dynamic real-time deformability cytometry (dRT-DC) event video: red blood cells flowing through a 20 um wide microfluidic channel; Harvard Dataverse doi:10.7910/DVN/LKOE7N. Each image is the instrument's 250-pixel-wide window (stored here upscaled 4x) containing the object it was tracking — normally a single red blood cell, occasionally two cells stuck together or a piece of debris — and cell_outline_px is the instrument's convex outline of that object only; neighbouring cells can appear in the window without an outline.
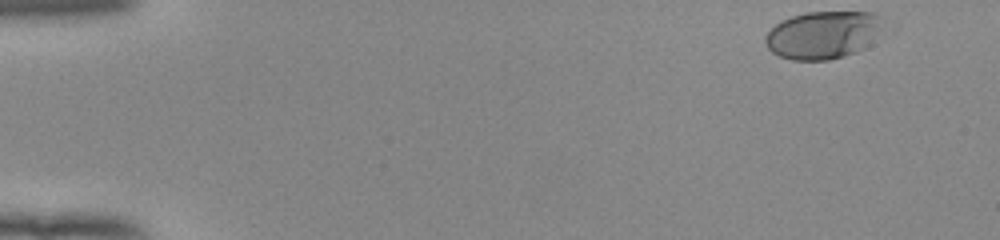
{"species": "human", "species_latin": "Homo sapiens", "temperature_condition": "room temperature", "stored_images_in_passage": 50, "camera_frame_rate_fps": 3000, "um_per_image_px": 0.085, "donor": {"sex": "female"}, "frame": {"image": 1, "passage_image": 1, "time_ms": 0.0, "image_size_px": [1000, 240], "cell_outline_px": [[900, 24], [892, 32], [864, 48], [844, 56], [828, 60], [792, 60], [780, 56], [772, 52], [768, 48], [764, 40], [764, 36], [780, 20], [792, 16], [808, 12], [872, 12], [884, 16]], "centroid_in_image_um": [70.27, 2.93], "position_along_channel_um": 14.7, "area_um2": 34.91}}
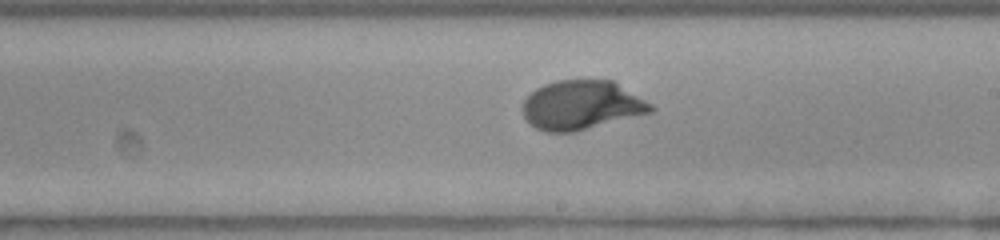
{"frame": {"image": 2, "passage_image": 29, "time_ms": 9.333, "image_size_px": [1000, 240], "cell_outline_px": [[656, 108], [652, 112], [572, 132], [544, 132], [536, 128], [524, 116], [524, 100], [536, 88], [544, 84], [556, 80], [612, 80], [652, 104]], "centroid_in_image_um": [49.44, 8.93], "position_along_channel_um": 239.6, "area_um2": 36.24}}
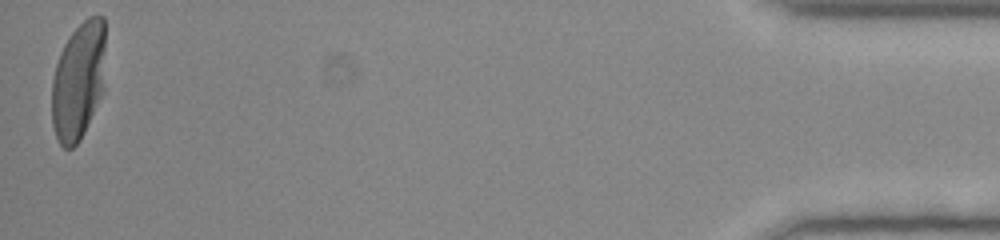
{"frame": {"image": 3, "passage_image": 50, "time_ms": 16.333, "image_size_px": [1000, 240], "cell_outline_px": [[104, 88], [84, 132], [80, 140], [72, 148], [64, 148], [60, 144], [56, 136], [52, 124], [52, 80], [56, 64], [60, 52], [64, 44], [72, 32], [88, 16], [104, 16]], "centroid_in_image_um": [6.65, 6.87], "position_along_channel_um": 428.5, "area_um2": 36.76}, "authors_computed_cell_mechanics": {"area_um2": 36.2406, "velocity_mm_per_s": 3.9053, "shape_relaxation_time_tau1_ms": 3.1993, "shape_relaxation_time_tau2_ms": null, "deformation_change_tau1": 0.1756, "deformation_change_tau2": null}}